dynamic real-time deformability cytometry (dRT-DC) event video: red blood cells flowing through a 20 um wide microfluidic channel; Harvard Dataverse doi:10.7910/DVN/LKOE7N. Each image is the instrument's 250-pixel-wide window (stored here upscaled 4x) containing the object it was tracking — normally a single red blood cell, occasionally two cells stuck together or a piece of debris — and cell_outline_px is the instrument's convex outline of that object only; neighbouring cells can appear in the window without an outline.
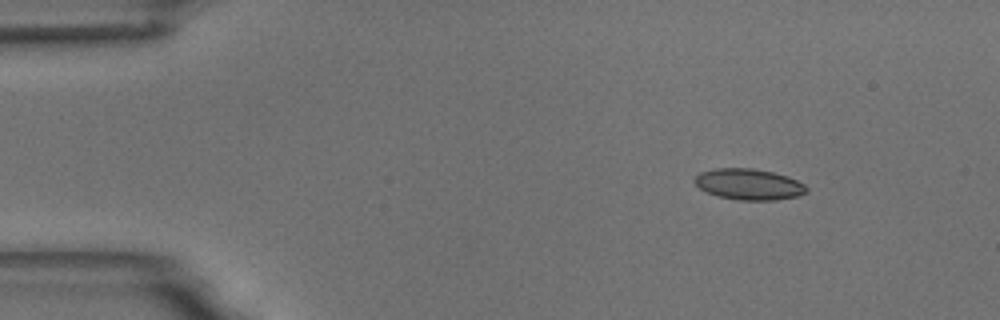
{"species": "common noctule bat (a hibernating species)", "species_latin": "Nyctalus noctula", "temperature_condition": "room temperature", "stored_images_in_passage": 49, "camera_frame_rate_fps": 3000, "um_per_image_px": 0.085, "animal": {"sex": "male", "body_mass_g": 18.8}, "frame": {"image": 1, "passage_image": 1, "time_ms": 0.0, "image_size_px": [1000, 320], "cell_outline_px": [[808, 192], [800, 196], [776, 200], [736, 200], [720, 196], [708, 192], [700, 188], [696, 184], [696, 176], [700, 172], [716, 168], [752, 168], [772, 172], [788, 176], [804, 184], [808, 188]], "centroid_in_image_um": [63.71, 15.67], "position_along_channel_um": 21.3, "area_um2": 20.17}}
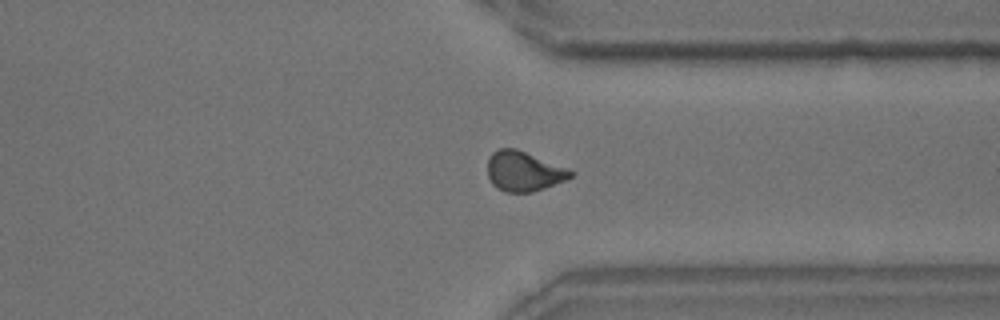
{"frame": {"image": 2, "passage_image": 36, "time_ms": 11.667, "image_size_px": [1000, 320], "cell_outline_px": [[576, 172], [572, 176], [564, 180], [544, 188], [532, 192], [504, 192], [496, 188], [492, 184], [488, 176], [488, 156], [492, 152], [500, 148], [516, 148], [568, 168]], "centroid_in_image_um": [44.5, 14.55], "position_along_channel_um": 366.9, "area_um2": 19.36}}
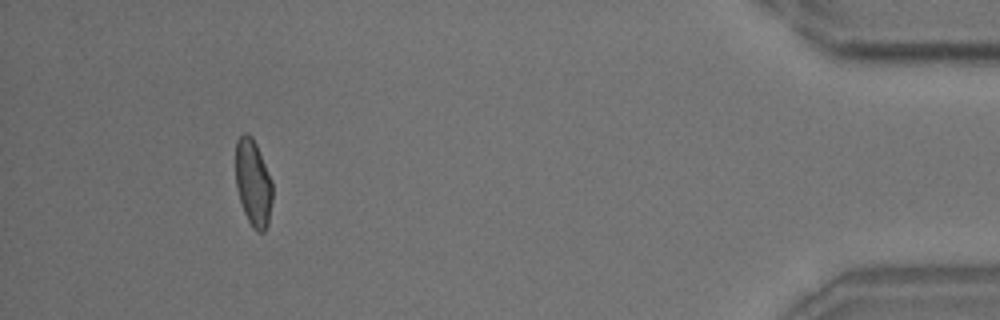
{"frame": {"image": 3, "passage_image": 45, "time_ms": 14.667, "image_size_px": [1000, 320], "cell_outline_px": [[272, 200], [268, 224], [264, 232], [256, 232], [252, 228], [244, 212], [236, 188], [236, 140], [244, 132], [248, 132], [252, 136], [256, 144], [272, 180]], "centroid_in_image_um": [21.52, 15.55], "position_along_channel_um": 413.7, "area_um2": 18.73}, "authors_computed_cell_mechanics": {"area_um2": 19.363, "velocity_mm_per_s": 3.6558, "shape_relaxation_time_tau1_ms": 8.8448, "shape_relaxation_time_tau2_ms": 1.5787, "deformation_change_tau1": 0.1808, "deformation_change_tau2": 0.0717}}